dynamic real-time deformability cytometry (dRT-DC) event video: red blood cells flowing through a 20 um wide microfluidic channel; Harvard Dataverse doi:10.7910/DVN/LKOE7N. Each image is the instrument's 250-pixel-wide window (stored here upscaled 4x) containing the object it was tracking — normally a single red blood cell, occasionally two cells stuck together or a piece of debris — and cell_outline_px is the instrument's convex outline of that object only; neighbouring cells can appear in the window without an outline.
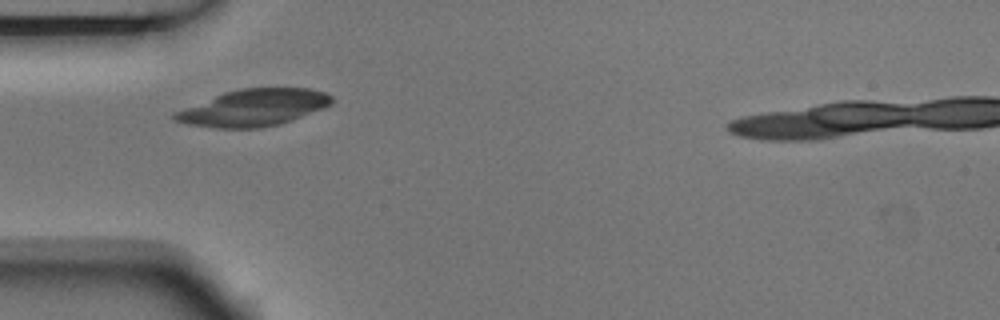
{"species": "Egyptian fruit bat (a non-hibernating species)", "species_latin": "Rousettus aegyptiacus", "temperature_condition": "room temperature", "stored_images_in_passage": 2, "camera_frame_rate_fps": 3000, "um_per_image_px": 0.085, "animal": {"sex": "male"}, "frame": {"image": 1, "passage_image": 1, "time_ms": 0.0, "image_size_px": [1000, 320], "cell_outline_px": [[332, 104], [324, 108], [292, 120], [280, 124], [260, 128], [216, 128], [188, 124], [172, 120], [172, 112], [224, 92], [240, 88], [308, 88], [328, 92], [332, 96]], "centroid_in_image_um": [21.55, 9.15], "position_along_channel_um": 63.5, "area_um2": 33.87}}
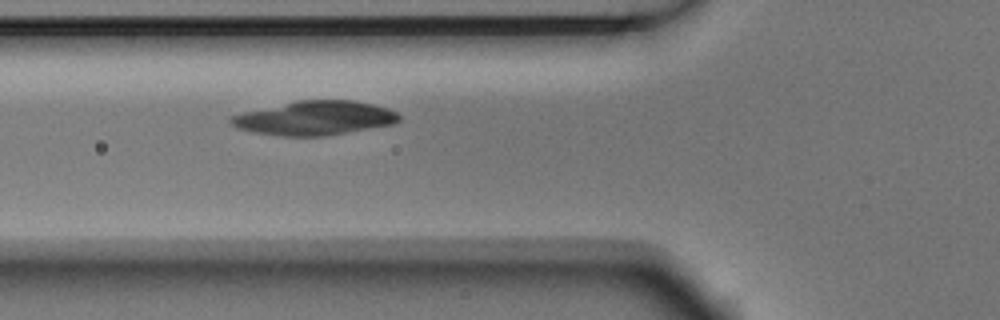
{"frame": {"image": 2, "passage_image": 2, "time_ms": 0.333, "image_size_px": [1000, 320], "cell_outline_px": [[400, 120], [392, 124], [324, 136], [276, 136], [252, 132], [236, 128], [228, 124], [228, 120], [232, 116], [244, 112], [296, 100], [352, 100], [372, 104], [388, 108], [396, 112], [400, 116]], "centroid_in_image_um": [26.69, 10.04], "position_along_channel_um": 99.1, "area_um2": 33.41}}